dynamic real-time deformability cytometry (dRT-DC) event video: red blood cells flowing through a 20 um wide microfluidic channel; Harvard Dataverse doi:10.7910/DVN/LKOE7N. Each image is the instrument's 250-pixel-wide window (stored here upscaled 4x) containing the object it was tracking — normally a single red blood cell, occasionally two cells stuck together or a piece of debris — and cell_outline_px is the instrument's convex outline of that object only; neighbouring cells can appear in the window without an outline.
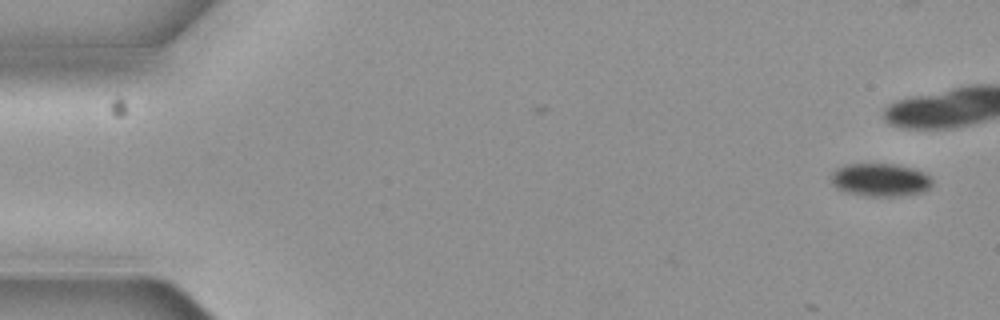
{"species": "common noctule bat (a hibernating species)", "species_latin": "Nyctalus noctula", "temperature_condition": "cold", "stored_images_in_passage": 2, "camera_frame_rate_fps": 3000, "um_per_image_px": 0.085, "animal": {"sex": "female", "body_mass_g": 19.3, "forearm_length_mm": 54.1}, "frame": {"image": 1, "passage_image": 2, "time_ms": 0.333, "image_size_px": [1000, 320], "cell_outline_px": [[932, 184], [928, 188], [920, 192], [896, 196], [868, 196], [848, 192], [836, 188], [832, 184], [832, 172], [836, 168], [848, 164], [896, 164], [912, 168], [924, 172], [932, 180]], "centroid_in_image_um": [74.8, 15.28], "position_along_channel_um": 10.2, "area_um2": 19.25}}